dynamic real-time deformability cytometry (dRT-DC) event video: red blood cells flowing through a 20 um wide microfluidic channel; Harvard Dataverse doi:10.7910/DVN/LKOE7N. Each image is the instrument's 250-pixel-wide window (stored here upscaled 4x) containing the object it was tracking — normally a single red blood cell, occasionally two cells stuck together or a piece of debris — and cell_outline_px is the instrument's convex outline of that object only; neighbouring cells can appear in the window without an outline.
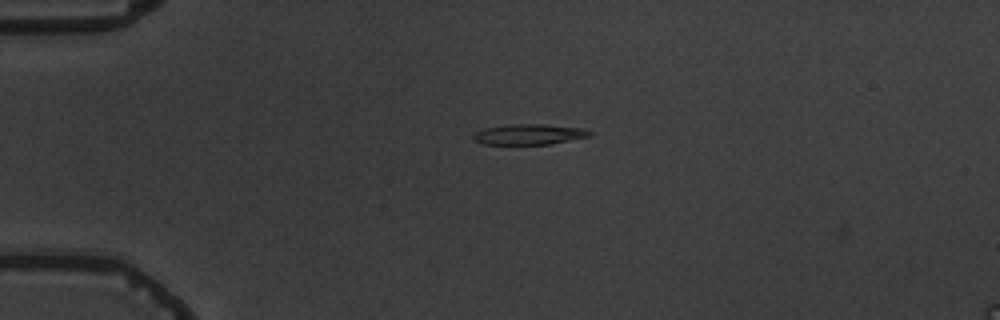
{"species": "common noctule bat (a hibernating species)", "species_latin": "Nyctalus noctula", "temperature_condition": "warm", "stored_images_in_passage": 2, "camera_frame_rate_fps": 3000, "um_per_image_px": 0.085, "animal": {"sex": "male", "body_mass_g": 19.5, "forearm_length_mm": 54.6}, "frame": {"image": 1, "passage_image": 1, "time_ms": 0.0, "image_size_px": [1000, 320], "cell_outline_px": [[592, 136], [552, 144], [480, 144], [472, 140], [472, 136], [476, 132], [484, 128], [512, 124], [544, 124], [584, 128], [592, 132]], "centroid_in_image_um": [44.99, 11.42], "position_along_channel_um": 40.0, "area_um2": 14.1}}